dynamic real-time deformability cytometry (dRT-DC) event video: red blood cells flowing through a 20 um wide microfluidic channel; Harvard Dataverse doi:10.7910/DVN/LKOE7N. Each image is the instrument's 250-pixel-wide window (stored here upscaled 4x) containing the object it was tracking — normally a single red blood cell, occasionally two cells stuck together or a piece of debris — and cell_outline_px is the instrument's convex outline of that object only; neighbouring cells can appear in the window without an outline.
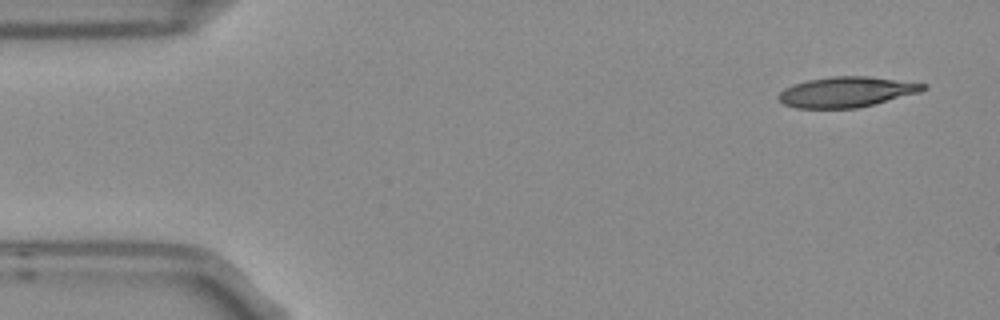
{"species": "Egyptian fruit bat (a non-hibernating species)", "species_latin": "Rousettus aegyptiacus", "temperature_condition": "room temperature", "stored_images_in_passage": 4, "camera_frame_rate_fps": 3000, "um_per_image_px": 0.085, "frame": {"image": 1, "passage_image": 1, "time_ms": 0.0, "image_size_px": [1000, 320], "cell_outline_px": [[928, 88], [920, 92], [856, 108], [796, 108], [784, 104], [776, 96], [784, 88], [808, 80], [832, 76], [868, 76], [928, 84]], "centroid_in_image_um": [71.95, 7.81], "position_along_channel_um": 13.0, "area_um2": 25.37}}
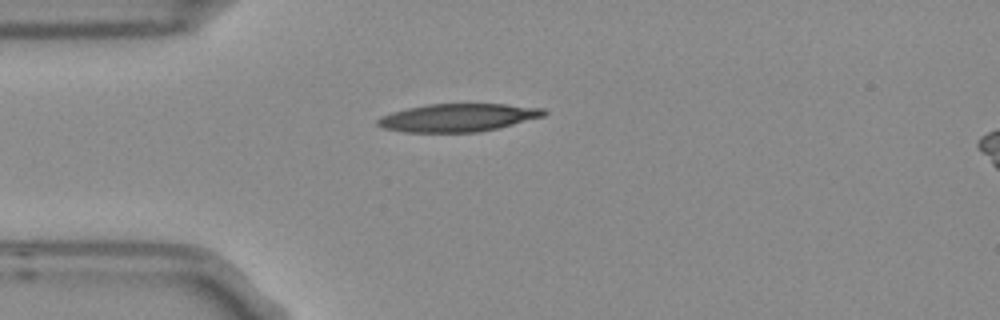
{"frame": {"image": 2, "passage_image": 4, "time_ms": 1.0, "image_size_px": [1000, 320], "cell_outline_px": [[548, 112], [544, 116], [496, 128], [476, 132], [404, 132], [384, 128], [376, 124], [376, 120], [380, 116], [392, 112], [408, 108], [428, 104], [504, 104], [544, 108]], "centroid_in_image_um": [38.9, 9.99], "position_along_channel_um": 46.1, "area_um2": 26.88}}